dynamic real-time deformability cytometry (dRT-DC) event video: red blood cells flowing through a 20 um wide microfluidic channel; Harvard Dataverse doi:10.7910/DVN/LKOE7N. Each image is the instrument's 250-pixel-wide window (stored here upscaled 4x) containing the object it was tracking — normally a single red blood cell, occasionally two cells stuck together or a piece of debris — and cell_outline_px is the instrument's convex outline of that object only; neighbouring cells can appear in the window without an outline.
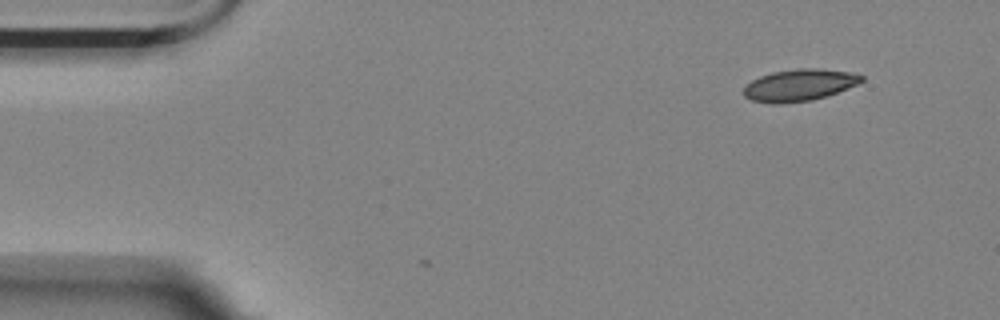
{"species": "Egyptian fruit bat (a non-hibernating species)", "species_latin": "Rousettus aegyptiacus", "temperature_condition": "room temperature", "stored_images_in_passage": 3, "camera_frame_rate_fps": 3000, "um_per_image_px": 0.085, "animal": {"sex": "female"}, "frame": {"image": 1, "passage_image": 1, "time_ms": 0.0, "image_size_px": [1000, 320], "cell_outline_px": [[864, 80], [856, 84], [836, 92], [812, 100], [776, 104], [772, 104], [752, 100], [744, 96], [744, 88], [752, 80], [760, 76], [772, 72], [796, 68], [820, 68], [848, 72], [864, 76]], "centroid_in_image_um": [67.91, 7.22], "position_along_channel_um": 17.1, "area_um2": 21.62}}